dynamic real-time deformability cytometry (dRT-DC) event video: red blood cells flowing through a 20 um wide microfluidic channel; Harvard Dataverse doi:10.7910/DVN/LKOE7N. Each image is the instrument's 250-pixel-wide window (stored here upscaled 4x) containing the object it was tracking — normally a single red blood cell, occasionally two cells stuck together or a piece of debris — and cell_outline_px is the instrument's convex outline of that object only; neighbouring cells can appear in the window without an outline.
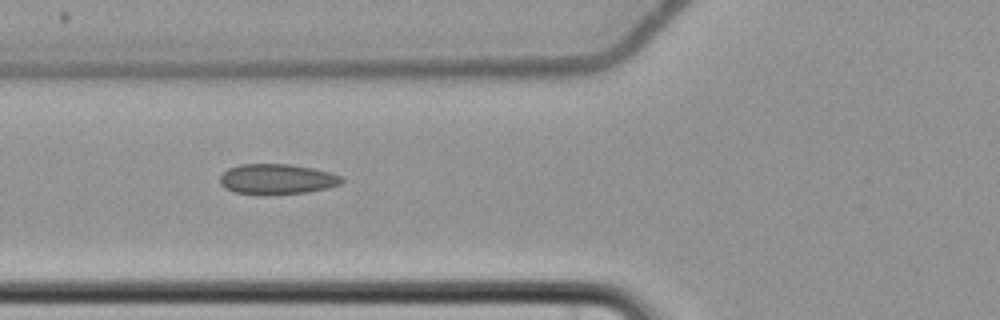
{"species": "common noctule bat (a hibernating species)", "species_latin": "Nyctalus noctula", "temperature_condition": "cold", "stored_images_in_passage": 9, "camera_frame_rate_fps": 3000, "um_per_image_px": 0.085, "animal": {"sex": "female", "body_mass_g": 22.7, "forearm_length_mm": 54.2}, "frame": {"image": 1, "passage_image": 6, "time_ms": 7.0, "image_size_px": [1000, 320], "cell_outline_px": [[344, 180], [340, 184], [308, 192], [236, 192], [224, 188], [220, 184], [220, 176], [228, 168], [240, 164], [292, 164], [332, 172], [344, 176]], "centroid_in_image_um": [23.58, 15.17], "position_along_channel_um": 102.2, "area_um2": 20.87}}
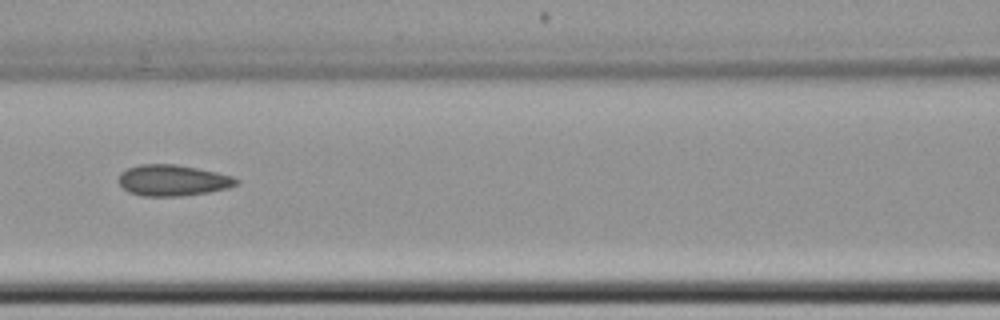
{"frame": {"image": 2, "passage_image": 7, "time_ms": 8.333, "image_size_px": [1000, 320], "cell_outline_px": [[240, 184], [228, 188], [208, 192], [180, 196], [144, 196], [128, 192], [116, 180], [120, 172], [128, 168], [140, 164], [176, 164], [216, 172], [232, 176], [240, 180]], "centroid_in_image_um": [14.68, 15.33], "position_along_channel_um": 151.9, "area_um2": 21.44}}
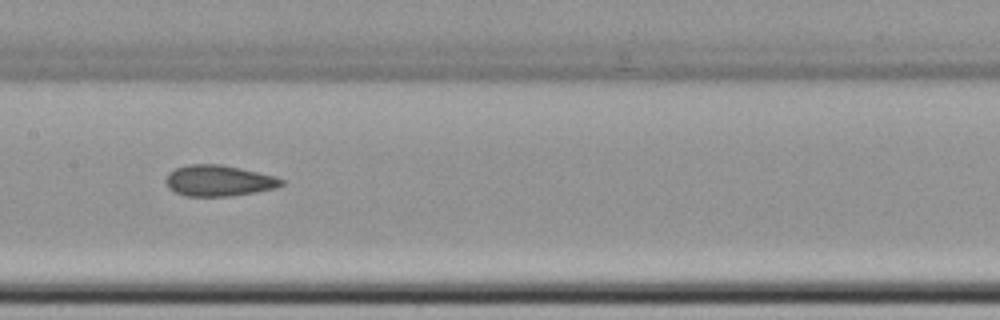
{"frame": {"image": 3, "passage_image": 8, "time_ms": 9.333, "image_size_px": [1000, 320], "cell_outline_px": [[284, 184], [276, 188], [256, 192], [232, 196], [184, 196], [168, 188], [164, 180], [176, 168], [188, 164], [220, 164], [240, 168], [276, 176], [284, 180]], "centroid_in_image_um": [18.62, 15.36], "position_along_channel_um": 188.8, "area_um2": 20.92}}